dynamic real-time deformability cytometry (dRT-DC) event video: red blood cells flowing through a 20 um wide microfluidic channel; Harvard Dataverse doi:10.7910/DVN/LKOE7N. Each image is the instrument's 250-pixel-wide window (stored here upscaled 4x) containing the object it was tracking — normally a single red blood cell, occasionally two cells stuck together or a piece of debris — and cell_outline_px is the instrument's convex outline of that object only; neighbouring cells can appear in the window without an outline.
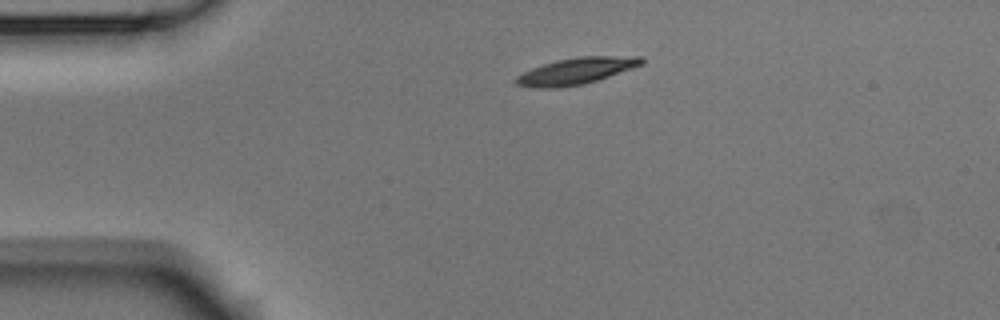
{"species": "Egyptian fruit bat (a non-hibernating species)", "species_latin": "Rousettus aegyptiacus", "temperature_condition": "room temperature", "stored_images_in_passage": 3, "segment_of_instrument_passage": [1, 2], "camera_frame_rate_fps": 3000, "um_per_image_px": 0.085, "animal": {"sex": "male"}, "frame": {"image": 1, "passage_image": 1, "time_ms": 0.0, "image_size_px": [1000, 320], "cell_outline_px": [[644, 64], [584, 84], [556, 88], [536, 88], [516, 84], [512, 80], [516, 76], [532, 68], [556, 60], [580, 56], [644, 56]], "centroid_in_image_um": [48.97, 6.03], "position_along_channel_um": 36.0, "area_um2": 19.36}}